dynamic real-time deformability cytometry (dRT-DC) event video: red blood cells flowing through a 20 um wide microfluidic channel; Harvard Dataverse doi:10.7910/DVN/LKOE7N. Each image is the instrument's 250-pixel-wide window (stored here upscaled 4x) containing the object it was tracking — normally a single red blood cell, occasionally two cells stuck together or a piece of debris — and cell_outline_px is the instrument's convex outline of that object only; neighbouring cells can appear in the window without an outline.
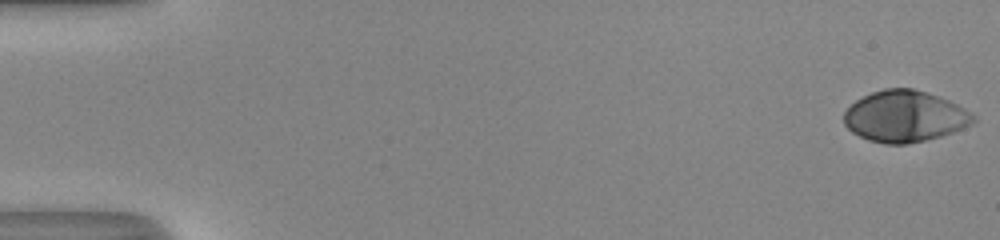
{"species": "human", "species_latin": "Homo sapiens", "temperature_condition": "room temperature", "stored_images_in_passage": 52, "camera_frame_rate_fps": 3000, "um_per_image_px": 0.085, "donor": {"sex": "male"}, "frame": {"image": 1, "passage_image": 1, "time_ms": 0.0, "image_size_px": [1000, 240], "cell_outline_px": [[976, 120], [972, 124], [952, 132], [940, 136], [908, 144], [884, 144], [868, 140], [852, 132], [844, 124], [844, 112], [856, 100], [872, 92], [884, 88], [912, 88], [948, 100], [972, 112], [976, 116]], "centroid_in_image_um": [76.9, 9.9], "position_along_channel_um": 8.1, "area_um2": 38.49}}
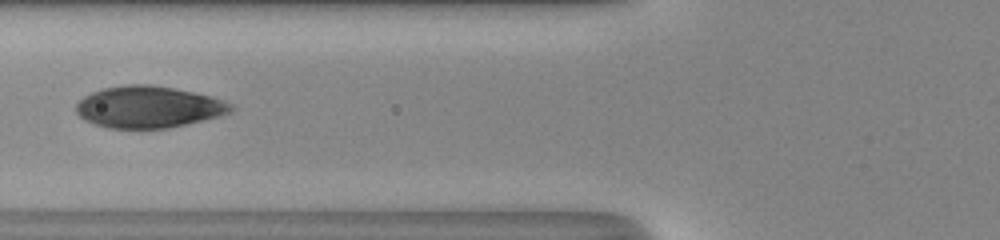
{"frame": {"image": 2, "passage_image": 22, "time_ms": 7.0, "image_size_px": [1000, 240], "cell_outline_px": [[236, 108], [232, 112], [220, 116], [168, 128], [108, 128], [84, 120], [76, 112], [76, 104], [84, 96], [100, 88], [128, 84], [148, 84], [172, 88], [212, 96], [224, 100], [232, 104]], "centroid_in_image_um": [12.63, 9.09], "position_along_channel_um": 113.2, "area_um2": 37.69}}
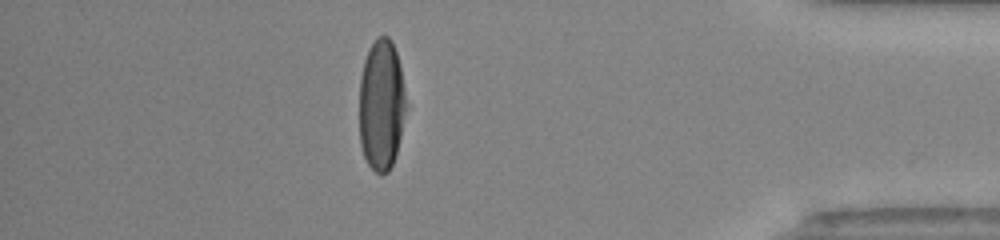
{"frame": {"image": 3, "passage_image": 46, "time_ms": 15.0, "image_size_px": [1000, 240], "cell_outline_px": [[404, 108], [400, 136], [396, 152], [392, 164], [388, 172], [380, 176], [368, 164], [364, 156], [360, 144], [360, 76], [364, 60], [368, 48], [380, 36], [388, 36], [392, 40], [400, 64], [404, 92]], "centroid_in_image_um": [32.39, 8.91], "position_along_channel_um": 402.8, "area_um2": 35.26}, "authors_computed_cell_mechanics": {"area_um2": 38.0324, "velocity_mm_per_s": 4.1057, "shape_relaxation_time_tau1_ms": 3.5035, "shape_relaxation_time_tau2_ms": null, "deformation_change_tau1": 0.2164, "deformation_change_tau2": null}}